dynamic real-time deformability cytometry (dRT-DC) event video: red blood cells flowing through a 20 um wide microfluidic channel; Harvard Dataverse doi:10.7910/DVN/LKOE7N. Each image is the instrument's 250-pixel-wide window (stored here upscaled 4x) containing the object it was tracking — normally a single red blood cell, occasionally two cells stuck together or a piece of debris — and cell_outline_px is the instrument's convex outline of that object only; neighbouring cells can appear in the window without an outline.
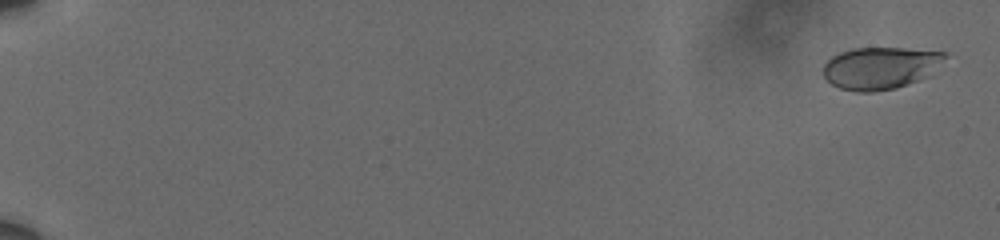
{"species": "human", "species_latin": "Homo sapiens", "temperature_condition": "cold", "stored_images_in_passage": 60, "camera_frame_rate_fps": 3000, "um_per_image_px": 0.085, "donor": {"sex": "male"}, "frame": {"image": 1, "passage_image": 1, "time_ms": 0.0, "image_size_px": [1000, 240], "cell_outline_px": [[948, 56], [916, 80], [896, 88], [872, 92], [860, 92], [840, 88], [832, 84], [824, 76], [824, 64], [832, 56], [840, 52], [852, 48], [904, 48], [944, 52]], "centroid_in_image_um": [74.73, 5.76], "position_along_channel_um": 10.3, "area_um2": 29.07}}
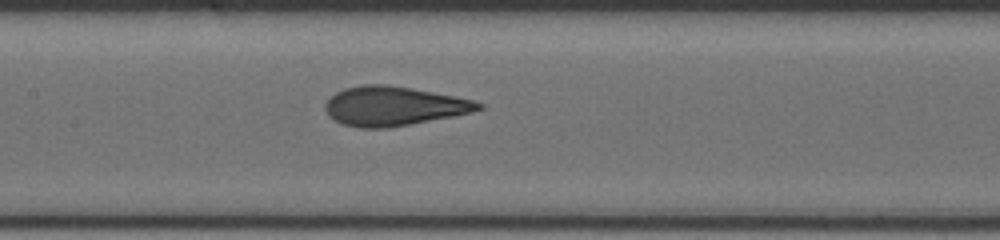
{"frame": {"image": 2, "passage_image": 32, "time_ms": 10.333, "image_size_px": [1000, 240], "cell_outline_px": [[484, 108], [472, 112], [452, 116], [388, 128], [360, 128], [344, 124], [332, 120], [328, 116], [324, 108], [324, 104], [336, 92], [344, 88], [364, 84], [388, 84], [412, 88], [472, 100], [484, 104]], "centroid_in_image_um": [33.41, 9.02], "position_along_channel_um": 174.0, "area_um2": 34.91}}
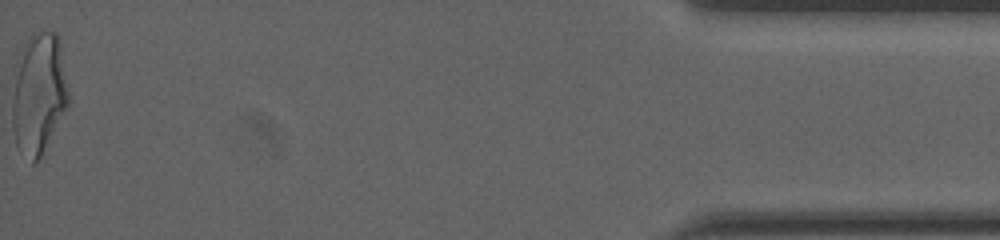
{"frame": {"image": 3, "passage_image": 60, "time_ms": 19.667, "image_size_px": [1000, 240], "cell_outline_px": [[68, 104], [40, 156], [32, 164], [16, 144], [12, 128], [12, 72], [24, 44], [28, 36], [32, 32], [56, 32], [60, 36], [68, 92]], "centroid_in_image_um": [3.25, 7.87], "position_along_channel_um": 431.9, "area_um2": 39.88}, "authors_computed_cell_mechanics": {"area_um2": 34.4199, "velocity_mm_per_s": 3.613, "shape_relaxation_time_tau1_ms": 4.7856, "shape_relaxation_time_tau2_ms": 0.731, "deformation_change_tau1": 0.1776, "deformation_change_tau2": 0.0652}}